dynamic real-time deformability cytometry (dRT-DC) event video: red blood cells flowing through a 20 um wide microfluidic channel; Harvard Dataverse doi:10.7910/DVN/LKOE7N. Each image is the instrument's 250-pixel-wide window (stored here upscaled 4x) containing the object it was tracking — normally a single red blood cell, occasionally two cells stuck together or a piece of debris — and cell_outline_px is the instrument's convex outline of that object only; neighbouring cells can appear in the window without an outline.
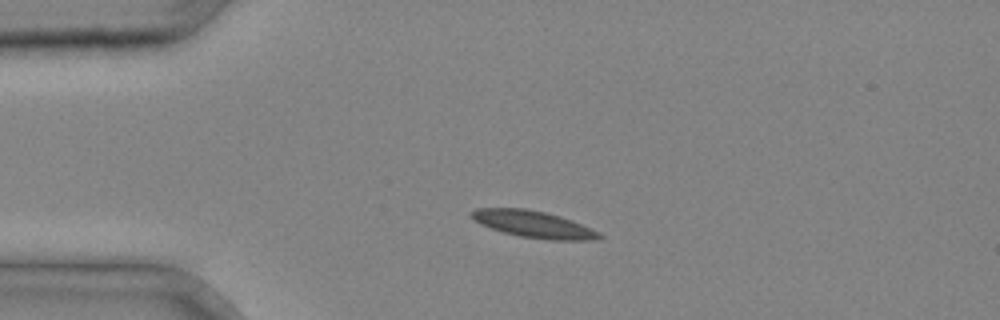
{"species": "common noctule bat (a hibernating species)", "species_latin": "Nyctalus noctula", "temperature_condition": "cold", "stored_images_in_passage": 35, "camera_frame_rate_fps": 3000, "um_per_image_px": 0.085, "animal": {"sex": "male", "body_mass_g": 20.4}, "frame": {"image": 1, "passage_image": 7, "time_ms": 2.0, "image_size_px": [1000, 320], "cell_outline_px": [[604, 236], [596, 240], [548, 240], [520, 236], [504, 232], [480, 224], [472, 220], [472, 212], [476, 208], [524, 208], [544, 212], [560, 216], [572, 220], [600, 232]], "centroid_in_image_um": [45.38, 19.07], "position_along_channel_um": 39.6, "area_um2": 19.88}}
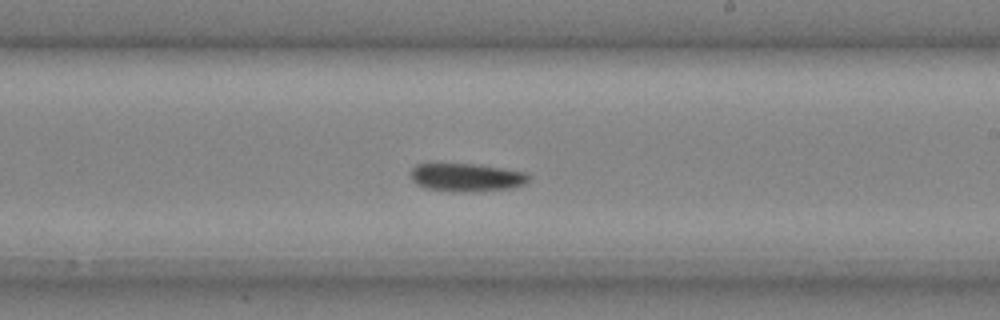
{"frame": {"image": 2, "passage_image": 21, "time_ms": 6.667, "image_size_px": [1000, 320], "cell_outline_px": [[528, 180], [524, 184], [508, 188], [472, 192], [452, 192], [424, 188], [416, 184], [412, 180], [408, 172], [416, 164], [436, 160], [440, 160], [476, 164], [524, 172], [528, 176]], "centroid_in_image_um": [39.47, 15.03], "position_along_channel_um": 249.5, "area_um2": 20.29}}
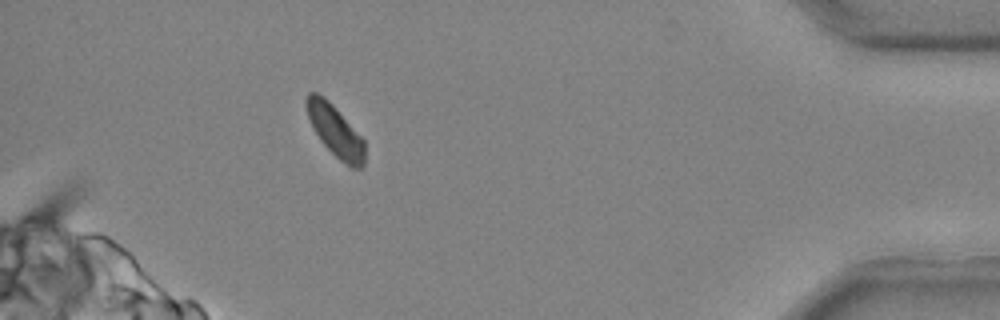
{"frame": {"image": 3, "passage_image": 33, "time_ms": 10.667, "image_size_px": [1000, 320], "cell_outline_px": [[364, 164], [360, 168], [352, 168], [340, 160], [320, 140], [312, 128], [304, 104], [304, 100], [308, 92], [316, 92], [324, 96], [332, 104], [364, 140]], "centroid_in_image_um": [28.45, 11.09], "position_along_channel_um": 406.7, "area_um2": 17.34}}